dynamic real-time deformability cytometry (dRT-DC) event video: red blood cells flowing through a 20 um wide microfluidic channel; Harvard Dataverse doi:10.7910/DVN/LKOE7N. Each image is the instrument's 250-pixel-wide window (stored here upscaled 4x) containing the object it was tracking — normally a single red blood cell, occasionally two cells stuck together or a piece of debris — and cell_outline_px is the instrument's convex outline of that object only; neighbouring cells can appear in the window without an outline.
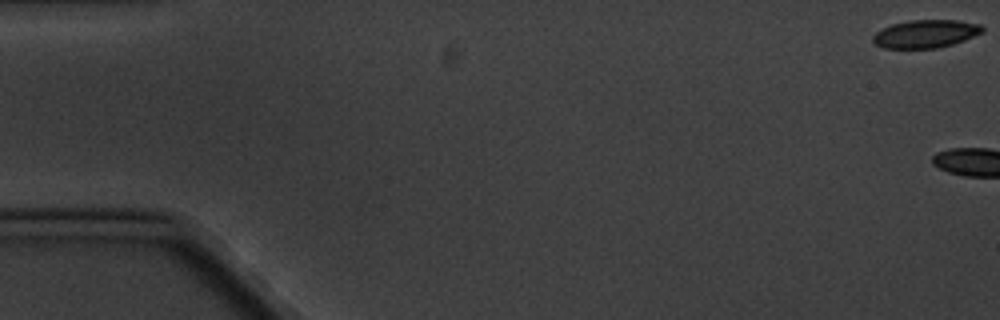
{"species": "common noctule bat (a hibernating species)", "species_latin": "Nyctalus noctula", "temperature_condition": "cold", "stored_images_in_passage": 7, "camera_frame_rate_fps": 3000, "um_per_image_px": 0.085, "animal": {"sex": "male", "body_mass_g": 20.1, "forearm_length_mm": 53.5}, "frame": {"image": 1, "passage_image": 1, "time_ms": 0.0, "image_size_px": [1000, 320], "cell_outline_px": [[984, 32], [964, 40], [952, 44], [936, 48], [884, 48], [876, 44], [872, 40], [872, 36], [876, 32], [892, 24], [912, 20], [956, 20], [980, 24], [984, 28]], "centroid_in_image_um": [78.69, 2.87], "position_along_channel_um": 6.3, "area_um2": 17.74}}
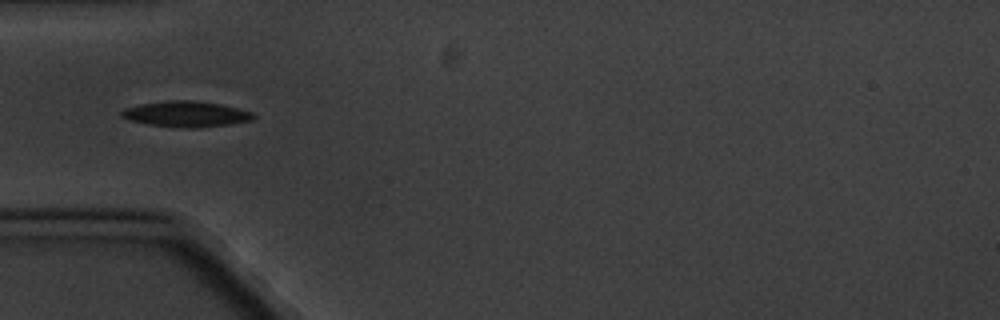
{"frame": {"image": 2, "passage_image": 7, "time_ms": 7.0, "image_size_px": [1000, 320], "cell_outline_px": [[256, 116], [252, 120], [232, 124], [196, 128], [188, 128], [148, 124], [128, 120], [120, 116], [120, 112], [124, 108], [140, 104], [168, 100], [192, 100], [220, 104], [252, 112]], "centroid_in_image_um": [15.8, 9.69], "position_along_channel_um": 69.2, "area_um2": 19.77}}